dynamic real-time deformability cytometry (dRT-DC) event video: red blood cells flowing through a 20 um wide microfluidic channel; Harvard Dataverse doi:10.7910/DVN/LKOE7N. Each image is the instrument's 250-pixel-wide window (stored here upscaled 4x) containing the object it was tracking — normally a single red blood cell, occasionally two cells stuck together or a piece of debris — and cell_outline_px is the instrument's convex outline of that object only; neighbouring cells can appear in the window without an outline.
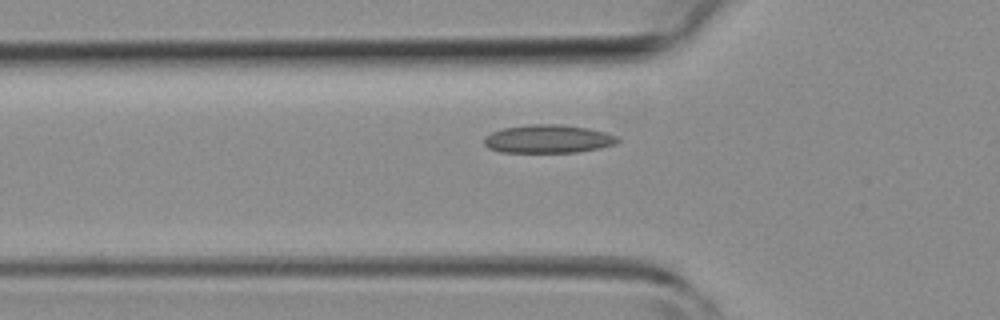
{"species": "common noctule bat (a hibernating species)", "species_latin": "Nyctalus noctula", "temperature_condition": "room temperature", "stored_images_in_passage": 5, "segment_of_instrument_passage": [2, 2], "camera_frame_rate_fps": 3000, "um_per_image_px": 0.085, "animal": {"sex": "female", "body_mass_g": 19.3, "forearm_length_mm": 54.1}, "frame": {"image": 1, "passage_image": 5, "time_ms": 4.667, "image_size_px": [1000, 320], "cell_outline_px": [[620, 140], [616, 144], [600, 148], [576, 152], [500, 152], [488, 148], [484, 144], [484, 136], [492, 132], [504, 128], [528, 124], [560, 124], [588, 128], [604, 132], [616, 136]], "centroid_in_image_um": [46.57, 11.81], "position_along_channel_um": 79.2, "area_um2": 22.02}}